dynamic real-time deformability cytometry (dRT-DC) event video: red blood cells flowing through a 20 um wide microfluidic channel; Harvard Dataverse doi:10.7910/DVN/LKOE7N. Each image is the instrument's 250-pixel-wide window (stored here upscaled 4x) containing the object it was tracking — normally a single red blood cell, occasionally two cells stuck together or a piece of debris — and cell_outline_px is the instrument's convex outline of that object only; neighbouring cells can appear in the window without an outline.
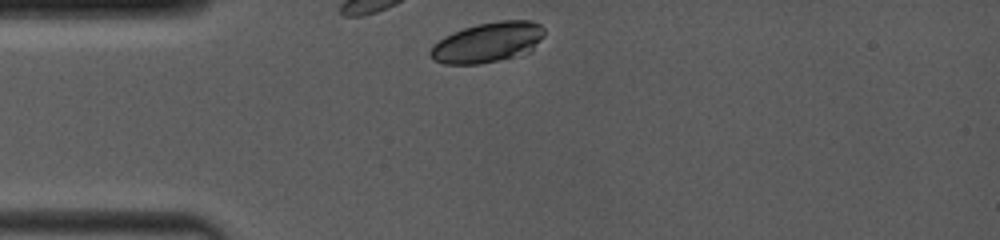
{"species": "common noctule bat (a hibernating species)", "species_latin": "Nyctalus noctula", "temperature_condition": "room temperature", "stored_images_in_passage": 4, "camera_frame_rate_fps": 4000, "um_per_image_px": 0.085, "animal": {"sex": "female", "body_mass_g": 19.0, "forearm_length_mm": 53.3}, "frame": {"image": 1, "passage_image": 1, "time_ms": 0.0, "image_size_px": [1000, 240], "cell_outline_px": [[544, 36], [532, 52], [480, 64], [444, 64], [432, 60], [428, 52], [432, 44], [444, 36], [452, 32], [476, 24], [500, 20], [532, 20], [540, 24], [544, 28]], "centroid_in_image_um": [41.45, 3.6], "position_along_channel_um": 43.6, "area_um2": 27.11}}